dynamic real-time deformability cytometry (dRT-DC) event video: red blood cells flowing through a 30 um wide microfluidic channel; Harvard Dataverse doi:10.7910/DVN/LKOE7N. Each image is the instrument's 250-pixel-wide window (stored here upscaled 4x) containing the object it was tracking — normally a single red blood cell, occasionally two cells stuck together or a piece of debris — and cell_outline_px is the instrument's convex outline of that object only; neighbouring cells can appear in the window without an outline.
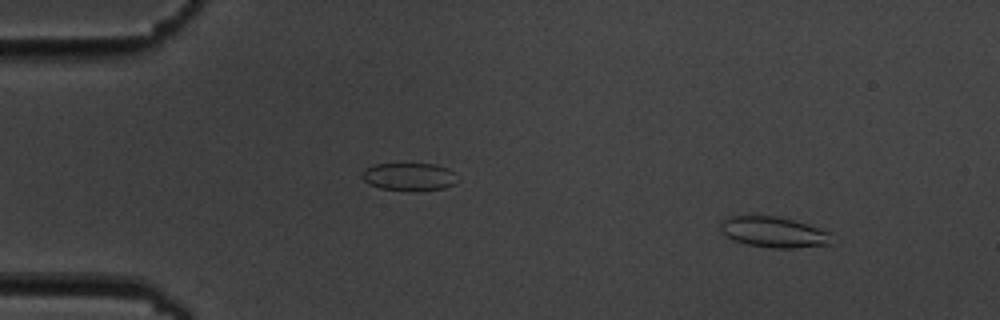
{"species": "common noctule bat (a hibernating species)", "species_latin": "Nyctalus noctula", "temperature_condition": "cold", "stored_images_in_passage": 5, "camera_frame_rate_fps": 3000, "um_per_image_px": 0.085, "animal": {"sex": "male", "body_mass_g": 19.5, "forearm_length_mm": 54.6}, "frame": {"image": 1, "passage_image": 1, "time_ms": 0.0, "image_size_px": [1000, 320], "cell_outline_px": [[828, 244], [792, 248], [772, 248], [748, 244], [732, 240], [720, 228], [720, 224], [728, 216], [776, 216], [792, 220], [828, 232]], "centroid_in_image_um": [65.67, 19.73], "position_along_channel_um": 19.3, "area_um2": 19.13}}